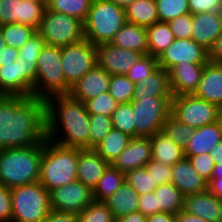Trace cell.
I'll use <instances>...</instances> for the list:
<instances>
[{
	"instance_id": "cell-19",
	"label": "cell",
	"mask_w": 222,
	"mask_h": 222,
	"mask_svg": "<svg viewBox=\"0 0 222 222\" xmlns=\"http://www.w3.org/2000/svg\"><path fill=\"white\" fill-rule=\"evenodd\" d=\"M206 64H177L169 71L170 88L173 97L194 94Z\"/></svg>"
},
{
	"instance_id": "cell-47",
	"label": "cell",
	"mask_w": 222,
	"mask_h": 222,
	"mask_svg": "<svg viewBox=\"0 0 222 222\" xmlns=\"http://www.w3.org/2000/svg\"><path fill=\"white\" fill-rule=\"evenodd\" d=\"M185 158H188L196 172L199 173L207 182L210 180L215 166L210 153L185 156Z\"/></svg>"
},
{
	"instance_id": "cell-11",
	"label": "cell",
	"mask_w": 222,
	"mask_h": 222,
	"mask_svg": "<svg viewBox=\"0 0 222 222\" xmlns=\"http://www.w3.org/2000/svg\"><path fill=\"white\" fill-rule=\"evenodd\" d=\"M97 65L96 45L85 38L61 48V66L66 83L72 87Z\"/></svg>"
},
{
	"instance_id": "cell-20",
	"label": "cell",
	"mask_w": 222,
	"mask_h": 222,
	"mask_svg": "<svg viewBox=\"0 0 222 222\" xmlns=\"http://www.w3.org/2000/svg\"><path fill=\"white\" fill-rule=\"evenodd\" d=\"M184 211L208 222H222V200L208 190L186 196Z\"/></svg>"
},
{
	"instance_id": "cell-34",
	"label": "cell",
	"mask_w": 222,
	"mask_h": 222,
	"mask_svg": "<svg viewBox=\"0 0 222 222\" xmlns=\"http://www.w3.org/2000/svg\"><path fill=\"white\" fill-rule=\"evenodd\" d=\"M0 95L21 96L20 62L0 63Z\"/></svg>"
},
{
	"instance_id": "cell-52",
	"label": "cell",
	"mask_w": 222,
	"mask_h": 222,
	"mask_svg": "<svg viewBox=\"0 0 222 222\" xmlns=\"http://www.w3.org/2000/svg\"><path fill=\"white\" fill-rule=\"evenodd\" d=\"M12 195L11 189L0 184V222H11Z\"/></svg>"
},
{
	"instance_id": "cell-64",
	"label": "cell",
	"mask_w": 222,
	"mask_h": 222,
	"mask_svg": "<svg viewBox=\"0 0 222 222\" xmlns=\"http://www.w3.org/2000/svg\"><path fill=\"white\" fill-rule=\"evenodd\" d=\"M6 44L4 42V38H3V34L0 30V57H1V54L3 53V49L5 48Z\"/></svg>"
},
{
	"instance_id": "cell-22",
	"label": "cell",
	"mask_w": 222,
	"mask_h": 222,
	"mask_svg": "<svg viewBox=\"0 0 222 222\" xmlns=\"http://www.w3.org/2000/svg\"><path fill=\"white\" fill-rule=\"evenodd\" d=\"M108 165L94 149H80L77 180L93 190Z\"/></svg>"
},
{
	"instance_id": "cell-7",
	"label": "cell",
	"mask_w": 222,
	"mask_h": 222,
	"mask_svg": "<svg viewBox=\"0 0 222 222\" xmlns=\"http://www.w3.org/2000/svg\"><path fill=\"white\" fill-rule=\"evenodd\" d=\"M11 222H42L51 211L50 192L38 181L11 188Z\"/></svg>"
},
{
	"instance_id": "cell-8",
	"label": "cell",
	"mask_w": 222,
	"mask_h": 222,
	"mask_svg": "<svg viewBox=\"0 0 222 222\" xmlns=\"http://www.w3.org/2000/svg\"><path fill=\"white\" fill-rule=\"evenodd\" d=\"M46 45L66 47L84 39V23L67 14L45 9L39 30Z\"/></svg>"
},
{
	"instance_id": "cell-40",
	"label": "cell",
	"mask_w": 222,
	"mask_h": 222,
	"mask_svg": "<svg viewBox=\"0 0 222 222\" xmlns=\"http://www.w3.org/2000/svg\"><path fill=\"white\" fill-rule=\"evenodd\" d=\"M134 87L126 75H111L108 92L118 103H129L133 100Z\"/></svg>"
},
{
	"instance_id": "cell-50",
	"label": "cell",
	"mask_w": 222,
	"mask_h": 222,
	"mask_svg": "<svg viewBox=\"0 0 222 222\" xmlns=\"http://www.w3.org/2000/svg\"><path fill=\"white\" fill-rule=\"evenodd\" d=\"M44 46L45 41L37 32L28 40V42L23 47H20L18 49V54L21 57L38 58Z\"/></svg>"
},
{
	"instance_id": "cell-45",
	"label": "cell",
	"mask_w": 222,
	"mask_h": 222,
	"mask_svg": "<svg viewBox=\"0 0 222 222\" xmlns=\"http://www.w3.org/2000/svg\"><path fill=\"white\" fill-rule=\"evenodd\" d=\"M84 104L89 114H100L111 117L119 103L107 91L86 101Z\"/></svg>"
},
{
	"instance_id": "cell-29",
	"label": "cell",
	"mask_w": 222,
	"mask_h": 222,
	"mask_svg": "<svg viewBox=\"0 0 222 222\" xmlns=\"http://www.w3.org/2000/svg\"><path fill=\"white\" fill-rule=\"evenodd\" d=\"M126 22L148 28L159 22L155 0H136L125 8Z\"/></svg>"
},
{
	"instance_id": "cell-37",
	"label": "cell",
	"mask_w": 222,
	"mask_h": 222,
	"mask_svg": "<svg viewBox=\"0 0 222 222\" xmlns=\"http://www.w3.org/2000/svg\"><path fill=\"white\" fill-rule=\"evenodd\" d=\"M162 131L171 140H173L175 144L185 150L191 135L195 131V128L184 124L183 122L175 118L172 114H170L163 124Z\"/></svg>"
},
{
	"instance_id": "cell-21",
	"label": "cell",
	"mask_w": 222,
	"mask_h": 222,
	"mask_svg": "<svg viewBox=\"0 0 222 222\" xmlns=\"http://www.w3.org/2000/svg\"><path fill=\"white\" fill-rule=\"evenodd\" d=\"M186 197L207 190V181L196 172L188 158L172 166V182Z\"/></svg>"
},
{
	"instance_id": "cell-36",
	"label": "cell",
	"mask_w": 222,
	"mask_h": 222,
	"mask_svg": "<svg viewBox=\"0 0 222 222\" xmlns=\"http://www.w3.org/2000/svg\"><path fill=\"white\" fill-rule=\"evenodd\" d=\"M4 42L7 46L19 49L23 47L28 40L37 33V30L25 24L9 23L0 26Z\"/></svg>"
},
{
	"instance_id": "cell-18",
	"label": "cell",
	"mask_w": 222,
	"mask_h": 222,
	"mask_svg": "<svg viewBox=\"0 0 222 222\" xmlns=\"http://www.w3.org/2000/svg\"><path fill=\"white\" fill-rule=\"evenodd\" d=\"M111 75L103 68L96 65L72 87L70 95L85 103L96 96L109 90Z\"/></svg>"
},
{
	"instance_id": "cell-13",
	"label": "cell",
	"mask_w": 222,
	"mask_h": 222,
	"mask_svg": "<svg viewBox=\"0 0 222 222\" xmlns=\"http://www.w3.org/2000/svg\"><path fill=\"white\" fill-rule=\"evenodd\" d=\"M93 201V190L79 180L50 191V207L57 211L79 214Z\"/></svg>"
},
{
	"instance_id": "cell-31",
	"label": "cell",
	"mask_w": 222,
	"mask_h": 222,
	"mask_svg": "<svg viewBox=\"0 0 222 222\" xmlns=\"http://www.w3.org/2000/svg\"><path fill=\"white\" fill-rule=\"evenodd\" d=\"M124 182L125 174L112 164H109L93 189L94 201L104 202L114 194Z\"/></svg>"
},
{
	"instance_id": "cell-63",
	"label": "cell",
	"mask_w": 222,
	"mask_h": 222,
	"mask_svg": "<svg viewBox=\"0 0 222 222\" xmlns=\"http://www.w3.org/2000/svg\"><path fill=\"white\" fill-rule=\"evenodd\" d=\"M212 176H222V164L220 163L215 164Z\"/></svg>"
},
{
	"instance_id": "cell-60",
	"label": "cell",
	"mask_w": 222,
	"mask_h": 222,
	"mask_svg": "<svg viewBox=\"0 0 222 222\" xmlns=\"http://www.w3.org/2000/svg\"><path fill=\"white\" fill-rule=\"evenodd\" d=\"M175 222H208L198 216L186 213L184 210L175 214Z\"/></svg>"
},
{
	"instance_id": "cell-59",
	"label": "cell",
	"mask_w": 222,
	"mask_h": 222,
	"mask_svg": "<svg viewBox=\"0 0 222 222\" xmlns=\"http://www.w3.org/2000/svg\"><path fill=\"white\" fill-rule=\"evenodd\" d=\"M147 216L140 211L132 212L129 215L115 219V222H146Z\"/></svg>"
},
{
	"instance_id": "cell-4",
	"label": "cell",
	"mask_w": 222,
	"mask_h": 222,
	"mask_svg": "<svg viewBox=\"0 0 222 222\" xmlns=\"http://www.w3.org/2000/svg\"><path fill=\"white\" fill-rule=\"evenodd\" d=\"M79 153V148L44 140L39 182L50 192L77 180Z\"/></svg>"
},
{
	"instance_id": "cell-16",
	"label": "cell",
	"mask_w": 222,
	"mask_h": 222,
	"mask_svg": "<svg viewBox=\"0 0 222 222\" xmlns=\"http://www.w3.org/2000/svg\"><path fill=\"white\" fill-rule=\"evenodd\" d=\"M151 160L150 138L133 137L112 165L126 174L128 171L145 167Z\"/></svg>"
},
{
	"instance_id": "cell-35",
	"label": "cell",
	"mask_w": 222,
	"mask_h": 222,
	"mask_svg": "<svg viewBox=\"0 0 222 222\" xmlns=\"http://www.w3.org/2000/svg\"><path fill=\"white\" fill-rule=\"evenodd\" d=\"M93 0H47L46 8L81 20L87 18Z\"/></svg>"
},
{
	"instance_id": "cell-43",
	"label": "cell",
	"mask_w": 222,
	"mask_h": 222,
	"mask_svg": "<svg viewBox=\"0 0 222 222\" xmlns=\"http://www.w3.org/2000/svg\"><path fill=\"white\" fill-rule=\"evenodd\" d=\"M160 22H169L178 16L190 14L188 0H155Z\"/></svg>"
},
{
	"instance_id": "cell-51",
	"label": "cell",
	"mask_w": 222,
	"mask_h": 222,
	"mask_svg": "<svg viewBox=\"0 0 222 222\" xmlns=\"http://www.w3.org/2000/svg\"><path fill=\"white\" fill-rule=\"evenodd\" d=\"M191 14L202 12L222 13V0H188Z\"/></svg>"
},
{
	"instance_id": "cell-49",
	"label": "cell",
	"mask_w": 222,
	"mask_h": 222,
	"mask_svg": "<svg viewBox=\"0 0 222 222\" xmlns=\"http://www.w3.org/2000/svg\"><path fill=\"white\" fill-rule=\"evenodd\" d=\"M171 31L176 39L191 38L192 35V14L178 16L168 22Z\"/></svg>"
},
{
	"instance_id": "cell-25",
	"label": "cell",
	"mask_w": 222,
	"mask_h": 222,
	"mask_svg": "<svg viewBox=\"0 0 222 222\" xmlns=\"http://www.w3.org/2000/svg\"><path fill=\"white\" fill-rule=\"evenodd\" d=\"M139 97H173L169 72L158 67L151 75L137 82L134 87L133 100Z\"/></svg>"
},
{
	"instance_id": "cell-23",
	"label": "cell",
	"mask_w": 222,
	"mask_h": 222,
	"mask_svg": "<svg viewBox=\"0 0 222 222\" xmlns=\"http://www.w3.org/2000/svg\"><path fill=\"white\" fill-rule=\"evenodd\" d=\"M194 95L222 109V64L208 62Z\"/></svg>"
},
{
	"instance_id": "cell-41",
	"label": "cell",
	"mask_w": 222,
	"mask_h": 222,
	"mask_svg": "<svg viewBox=\"0 0 222 222\" xmlns=\"http://www.w3.org/2000/svg\"><path fill=\"white\" fill-rule=\"evenodd\" d=\"M125 181L137 192L138 195L152 193L157 188L151 173L145 167L128 171Z\"/></svg>"
},
{
	"instance_id": "cell-3",
	"label": "cell",
	"mask_w": 222,
	"mask_h": 222,
	"mask_svg": "<svg viewBox=\"0 0 222 222\" xmlns=\"http://www.w3.org/2000/svg\"><path fill=\"white\" fill-rule=\"evenodd\" d=\"M42 142L23 148L0 150V184L11 188L38 182Z\"/></svg>"
},
{
	"instance_id": "cell-15",
	"label": "cell",
	"mask_w": 222,
	"mask_h": 222,
	"mask_svg": "<svg viewBox=\"0 0 222 222\" xmlns=\"http://www.w3.org/2000/svg\"><path fill=\"white\" fill-rule=\"evenodd\" d=\"M97 65L110 75H126L143 54L109 43L96 45Z\"/></svg>"
},
{
	"instance_id": "cell-44",
	"label": "cell",
	"mask_w": 222,
	"mask_h": 222,
	"mask_svg": "<svg viewBox=\"0 0 222 222\" xmlns=\"http://www.w3.org/2000/svg\"><path fill=\"white\" fill-rule=\"evenodd\" d=\"M78 222H115V218L103 202L93 201L78 214Z\"/></svg>"
},
{
	"instance_id": "cell-54",
	"label": "cell",
	"mask_w": 222,
	"mask_h": 222,
	"mask_svg": "<svg viewBox=\"0 0 222 222\" xmlns=\"http://www.w3.org/2000/svg\"><path fill=\"white\" fill-rule=\"evenodd\" d=\"M42 222H78V214L51 209L47 218Z\"/></svg>"
},
{
	"instance_id": "cell-65",
	"label": "cell",
	"mask_w": 222,
	"mask_h": 222,
	"mask_svg": "<svg viewBox=\"0 0 222 222\" xmlns=\"http://www.w3.org/2000/svg\"><path fill=\"white\" fill-rule=\"evenodd\" d=\"M28 1H32V2H47V0H28Z\"/></svg>"
},
{
	"instance_id": "cell-10",
	"label": "cell",
	"mask_w": 222,
	"mask_h": 222,
	"mask_svg": "<svg viewBox=\"0 0 222 222\" xmlns=\"http://www.w3.org/2000/svg\"><path fill=\"white\" fill-rule=\"evenodd\" d=\"M171 114L195 129L222 119V109L218 105L200 99L194 94L173 97Z\"/></svg>"
},
{
	"instance_id": "cell-32",
	"label": "cell",
	"mask_w": 222,
	"mask_h": 222,
	"mask_svg": "<svg viewBox=\"0 0 222 222\" xmlns=\"http://www.w3.org/2000/svg\"><path fill=\"white\" fill-rule=\"evenodd\" d=\"M160 212L177 214L184 210L185 196L172 183L158 185L154 190Z\"/></svg>"
},
{
	"instance_id": "cell-58",
	"label": "cell",
	"mask_w": 222,
	"mask_h": 222,
	"mask_svg": "<svg viewBox=\"0 0 222 222\" xmlns=\"http://www.w3.org/2000/svg\"><path fill=\"white\" fill-rule=\"evenodd\" d=\"M146 222H175V214L169 212H158L147 216Z\"/></svg>"
},
{
	"instance_id": "cell-48",
	"label": "cell",
	"mask_w": 222,
	"mask_h": 222,
	"mask_svg": "<svg viewBox=\"0 0 222 222\" xmlns=\"http://www.w3.org/2000/svg\"><path fill=\"white\" fill-rule=\"evenodd\" d=\"M145 168L148 173H151L154 182L158 185H163L172 182V166L166 165L155 160H151Z\"/></svg>"
},
{
	"instance_id": "cell-28",
	"label": "cell",
	"mask_w": 222,
	"mask_h": 222,
	"mask_svg": "<svg viewBox=\"0 0 222 222\" xmlns=\"http://www.w3.org/2000/svg\"><path fill=\"white\" fill-rule=\"evenodd\" d=\"M103 203L112 212L113 217L118 219L138 211L139 195L125 181L123 185Z\"/></svg>"
},
{
	"instance_id": "cell-33",
	"label": "cell",
	"mask_w": 222,
	"mask_h": 222,
	"mask_svg": "<svg viewBox=\"0 0 222 222\" xmlns=\"http://www.w3.org/2000/svg\"><path fill=\"white\" fill-rule=\"evenodd\" d=\"M148 54L159 57L175 39L167 22H156L147 28Z\"/></svg>"
},
{
	"instance_id": "cell-14",
	"label": "cell",
	"mask_w": 222,
	"mask_h": 222,
	"mask_svg": "<svg viewBox=\"0 0 222 222\" xmlns=\"http://www.w3.org/2000/svg\"><path fill=\"white\" fill-rule=\"evenodd\" d=\"M47 2L0 0V26L20 23L39 30Z\"/></svg>"
},
{
	"instance_id": "cell-39",
	"label": "cell",
	"mask_w": 222,
	"mask_h": 222,
	"mask_svg": "<svg viewBox=\"0 0 222 222\" xmlns=\"http://www.w3.org/2000/svg\"><path fill=\"white\" fill-rule=\"evenodd\" d=\"M38 58L21 57L18 55L16 61L20 62L21 68V96H33L37 76Z\"/></svg>"
},
{
	"instance_id": "cell-56",
	"label": "cell",
	"mask_w": 222,
	"mask_h": 222,
	"mask_svg": "<svg viewBox=\"0 0 222 222\" xmlns=\"http://www.w3.org/2000/svg\"><path fill=\"white\" fill-rule=\"evenodd\" d=\"M207 190L222 200V176H211L207 182Z\"/></svg>"
},
{
	"instance_id": "cell-61",
	"label": "cell",
	"mask_w": 222,
	"mask_h": 222,
	"mask_svg": "<svg viewBox=\"0 0 222 222\" xmlns=\"http://www.w3.org/2000/svg\"><path fill=\"white\" fill-rule=\"evenodd\" d=\"M210 156L213 158L215 164H222V141L211 149Z\"/></svg>"
},
{
	"instance_id": "cell-57",
	"label": "cell",
	"mask_w": 222,
	"mask_h": 222,
	"mask_svg": "<svg viewBox=\"0 0 222 222\" xmlns=\"http://www.w3.org/2000/svg\"><path fill=\"white\" fill-rule=\"evenodd\" d=\"M18 55V49L6 45L0 57V63H13Z\"/></svg>"
},
{
	"instance_id": "cell-53",
	"label": "cell",
	"mask_w": 222,
	"mask_h": 222,
	"mask_svg": "<svg viewBox=\"0 0 222 222\" xmlns=\"http://www.w3.org/2000/svg\"><path fill=\"white\" fill-rule=\"evenodd\" d=\"M138 211H140L145 216L160 212V207H157L156 196L154 192L139 195Z\"/></svg>"
},
{
	"instance_id": "cell-42",
	"label": "cell",
	"mask_w": 222,
	"mask_h": 222,
	"mask_svg": "<svg viewBox=\"0 0 222 222\" xmlns=\"http://www.w3.org/2000/svg\"><path fill=\"white\" fill-rule=\"evenodd\" d=\"M89 149H94L113 128L112 118L106 115L89 114Z\"/></svg>"
},
{
	"instance_id": "cell-2",
	"label": "cell",
	"mask_w": 222,
	"mask_h": 222,
	"mask_svg": "<svg viewBox=\"0 0 222 222\" xmlns=\"http://www.w3.org/2000/svg\"><path fill=\"white\" fill-rule=\"evenodd\" d=\"M45 103L47 139L66 147L89 149L90 124L85 104L70 94L51 96Z\"/></svg>"
},
{
	"instance_id": "cell-12",
	"label": "cell",
	"mask_w": 222,
	"mask_h": 222,
	"mask_svg": "<svg viewBox=\"0 0 222 222\" xmlns=\"http://www.w3.org/2000/svg\"><path fill=\"white\" fill-rule=\"evenodd\" d=\"M158 59V65L169 72L177 64H207L208 51L192 38L174 39Z\"/></svg>"
},
{
	"instance_id": "cell-5",
	"label": "cell",
	"mask_w": 222,
	"mask_h": 222,
	"mask_svg": "<svg viewBox=\"0 0 222 222\" xmlns=\"http://www.w3.org/2000/svg\"><path fill=\"white\" fill-rule=\"evenodd\" d=\"M125 23V9L108 0H93L84 21V37L93 45L109 43Z\"/></svg>"
},
{
	"instance_id": "cell-17",
	"label": "cell",
	"mask_w": 222,
	"mask_h": 222,
	"mask_svg": "<svg viewBox=\"0 0 222 222\" xmlns=\"http://www.w3.org/2000/svg\"><path fill=\"white\" fill-rule=\"evenodd\" d=\"M222 34V13L202 12L192 14L191 38L209 51Z\"/></svg>"
},
{
	"instance_id": "cell-38",
	"label": "cell",
	"mask_w": 222,
	"mask_h": 222,
	"mask_svg": "<svg viewBox=\"0 0 222 222\" xmlns=\"http://www.w3.org/2000/svg\"><path fill=\"white\" fill-rule=\"evenodd\" d=\"M111 118L114 129L120 130L132 138L136 137V128L131 102L119 103Z\"/></svg>"
},
{
	"instance_id": "cell-26",
	"label": "cell",
	"mask_w": 222,
	"mask_h": 222,
	"mask_svg": "<svg viewBox=\"0 0 222 222\" xmlns=\"http://www.w3.org/2000/svg\"><path fill=\"white\" fill-rule=\"evenodd\" d=\"M110 43L123 49L148 55L147 28L126 22Z\"/></svg>"
},
{
	"instance_id": "cell-24",
	"label": "cell",
	"mask_w": 222,
	"mask_h": 222,
	"mask_svg": "<svg viewBox=\"0 0 222 222\" xmlns=\"http://www.w3.org/2000/svg\"><path fill=\"white\" fill-rule=\"evenodd\" d=\"M222 141V119L200 128H196L184 150L185 156L210 153L211 149Z\"/></svg>"
},
{
	"instance_id": "cell-46",
	"label": "cell",
	"mask_w": 222,
	"mask_h": 222,
	"mask_svg": "<svg viewBox=\"0 0 222 222\" xmlns=\"http://www.w3.org/2000/svg\"><path fill=\"white\" fill-rule=\"evenodd\" d=\"M158 59L152 55H143L129 70L126 76L134 83L137 84L142 78L151 75L157 68Z\"/></svg>"
},
{
	"instance_id": "cell-9",
	"label": "cell",
	"mask_w": 222,
	"mask_h": 222,
	"mask_svg": "<svg viewBox=\"0 0 222 222\" xmlns=\"http://www.w3.org/2000/svg\"><path fill=\"white\" fill-rule=\"evenodd\" d=\"M173 97H139L132 100L136 137H152L163 130V124L171 114Z\"/></svg>"
},
{
	"instance_id": "cell-55",
	"label": "cell",
	"mask_w": 222,
	"mask_h": 222,
	"mask_svg": "<svg viewBox=\"0 0 222 222\" xmlns=\"http://www.w3.org/2000/svg\"><path fill=\"white\" fill-rule=\"evenodd\" d=\"M208 59L212 63L222 64V34L215 40L208 51Z\"/></svg>"
},
{
	"instance_id": "cell-6",
	"label": "cell",
	"mask_w": 222,
	"mask_h": 222,
	"mask_svg": "<svg viewBox=\"0 0 222 222\" xmlns=\"http://www.w3.org/2000/svg\"><path fill=\"white\" fill-rule=\"evenodd\" d=\"M70 91L62 71L61 48L45 44L37 60L33 97L46 100L51 96L69 94Z\"/></svg>"
},
{
	"instance_id": "cell-30",
	"label": "cell",
	"mask_w": 222,
	"mask_h": 222,
	"mask_svg": "<svg viewBox=\"0 0 222 222\" xmlns=\"http://www.w3.org/2000/svg\"><path fill=\"white\" fill-rule=\"evenodd\" d=\"M131 136L112 128L94 150L109 164L128 146Z\"/></svg>"
},
{
	"instance_id": "cell-62",
	"label": "cell",
	"mask_w": 222,
	"mask_h": 222,
	"mask_svg": "<svg viewBox=\"0 0 222 222\" xmlns=\"http://www.w3.org/2000/svg\"><path fill=\"white\" fill-rule=\"evenodd\" d=\"M108 1H111L115 3L116 5L120 6L121 8L125 9L136 0H108Z\"/></svg>"
},
{
	"instance_id": "cell-1",
	"label": "cell",
	"mask_w": 222,
	"mask_h": 222,
	"mask_svg": "<svg viewBox=\"0 0 222 222\" xmlns=\"http://www.w3.org/2000/svg\"><path fill=\"white\" fill-rule=\"evenodd\" d=\"M46 139L44 99L0 95V150L29 147Z\"/></svg>"
},
{
	"instance_id": "cell-27",
	"label": "cell",
	"mask_w": 222,
	"mask_h": 222,
	"mask_svg": "<svg viewBox=\"0 0 222 222\" xmlns=\"http://www.w3.org/2000/svg\"><path fill=\"white\" fill-rule=\"evenodd\" d=\"M152 159L173 166L185 158V153L163 131L150 137Z\"/></svg>"
}]
</instances>
